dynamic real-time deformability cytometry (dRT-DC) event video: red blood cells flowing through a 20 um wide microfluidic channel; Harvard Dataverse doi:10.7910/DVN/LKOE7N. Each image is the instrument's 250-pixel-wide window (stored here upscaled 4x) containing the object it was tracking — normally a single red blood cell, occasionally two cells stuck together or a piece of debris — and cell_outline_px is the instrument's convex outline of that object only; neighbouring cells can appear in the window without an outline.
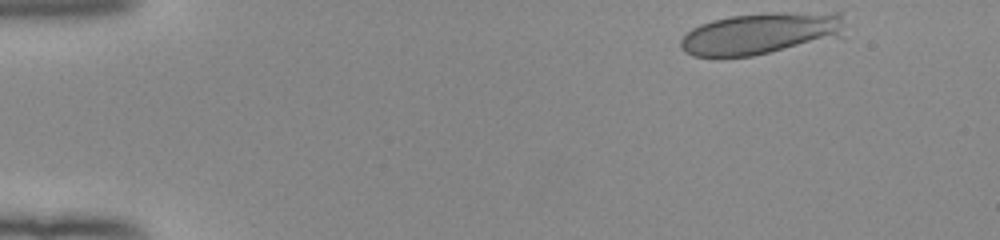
{"species": "human", "species_latin": "Homo sapiens", "temperature_condition": "room temperature", "stored_images_in_passage": 16, "camera_frame_rate_fps": 3000, "um_per_image_px": 0.085, "donor": {"sex": "female"}, "frame": {"image": 1, "passage_image": 1, "time_ms": 0.0, "image_size_px": [1000, 240], "cell_outline_px": [[840, 36], [752, 56], [692, 56], [684, 52], [680, 48], [680, 40], [692, 28], [700, 24], [712, 20], [728, 16], [764, 12], [840, 12]], "centroid_in_image_um": [64.56, 2.82], "position_along_channel_um": 20.4, "area_um2": 39.42}}
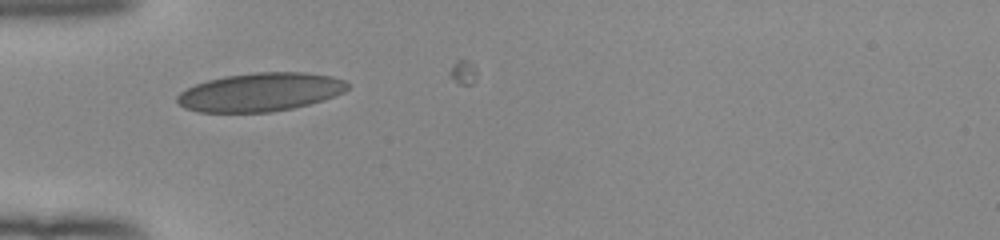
{"frame": {"image": 2, "passage_image": 12, "time_ms": 3.667, "image_size_px": [1000, 240], "cell_outline_px": [[348, 88], [344, 92], [324, 100], [292, 108], [272, 112], [196, 112], [184, 108], [176, 100], [176, 96], [180, 92], [196, 84], [208, 80], [224, 76], [256, 72], [304, 72], [332, 76], [344, 80], [348, 84]], "centroid_in_image_um": [22.12, 7.83], "position_along_channel_um": 62.9, "area_um2": 38.26}}